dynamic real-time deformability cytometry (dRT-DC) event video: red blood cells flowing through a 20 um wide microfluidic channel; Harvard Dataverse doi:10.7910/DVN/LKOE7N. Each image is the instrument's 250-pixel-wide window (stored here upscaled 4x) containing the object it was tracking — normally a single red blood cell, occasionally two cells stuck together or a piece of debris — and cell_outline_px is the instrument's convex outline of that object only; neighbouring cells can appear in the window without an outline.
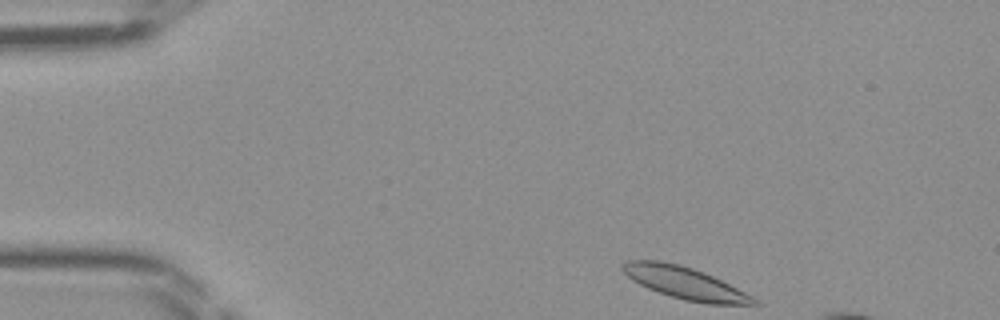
{"species": "Egyptian fruit bat (a non-hibernating species)", "species_latin": "Rousettus aegyptiacus", "temperature_condition": "room temperature", "stored_images_in_passage": 8, "camera_frame_rate_fps": 3000, "um_per_image_px": 0.085, "frame": {"image": 1, "passage_image": 1, "time_ms": 0.0, "image_size_px": [1000, 320], "cell_outline_px": [[760, 304], [708, 304], [684, 300], [648, 288], [632, 280], [620, 268], [620, 264], [628, 260], [660, 260], [692, 268], [704, 272], [752, 296]], "centroid_in_image_um": [58.16, 24.04], "position_along_channel_um": 26.8, "area_um2": 24.1}}